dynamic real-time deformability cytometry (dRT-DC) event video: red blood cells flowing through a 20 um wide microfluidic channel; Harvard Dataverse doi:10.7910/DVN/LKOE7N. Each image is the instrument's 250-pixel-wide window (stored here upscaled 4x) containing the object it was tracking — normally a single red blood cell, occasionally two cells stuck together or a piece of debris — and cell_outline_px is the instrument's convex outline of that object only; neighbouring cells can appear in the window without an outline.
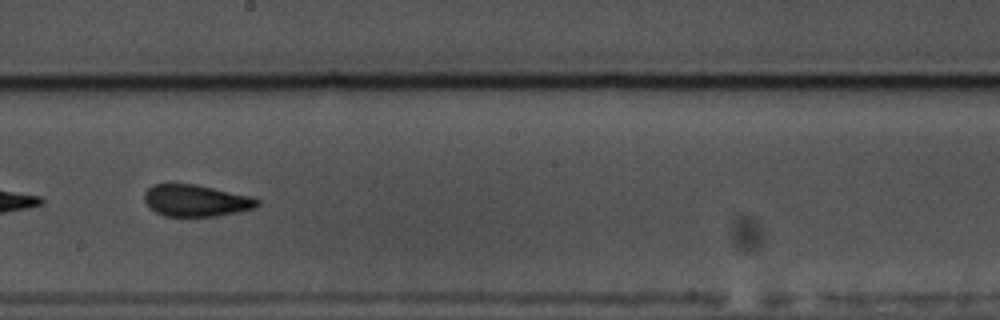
{"species": "common noctule bat (a hibernating species)", "species_latin": "Nyctalus noctula", "temperature_condition": "warm", "stored_images_in_passage": 44, "camera_frame_rate_fps": 3000, "um_per_image_px": 0.085, "animal": {"sex": "male", "body_mass_g": 17.5, "forearm_length_mm": 52.3}, "frame": {"image": 1, "passage_image": 19, "time_ms": 6.0, "image_size_px": [1000, 320], "cell_outline_px": [[260, 204], [256, 208], [216, 216], [164, 216], [148, 208], [144, 200], [144, 192], [152, 184], [196, 184], [252, 196], [260, 200]], "centroid_in_image_um": [16.65, 17.05], "position_along_channel_um": 231.5, "area_um2": 21.1}, "authors_computed_cell_mechanics": {"area_um2": 21.0681, "velocity_mm_per_s": 3.5158, "shape_relaxation_time_tau1_ms": 3.7566, "shape_relaxation_time_tau2_ms": 1.6904, "deformation_change_tau1": 0.1528, "deformation_change_tau2": 0.0931}}